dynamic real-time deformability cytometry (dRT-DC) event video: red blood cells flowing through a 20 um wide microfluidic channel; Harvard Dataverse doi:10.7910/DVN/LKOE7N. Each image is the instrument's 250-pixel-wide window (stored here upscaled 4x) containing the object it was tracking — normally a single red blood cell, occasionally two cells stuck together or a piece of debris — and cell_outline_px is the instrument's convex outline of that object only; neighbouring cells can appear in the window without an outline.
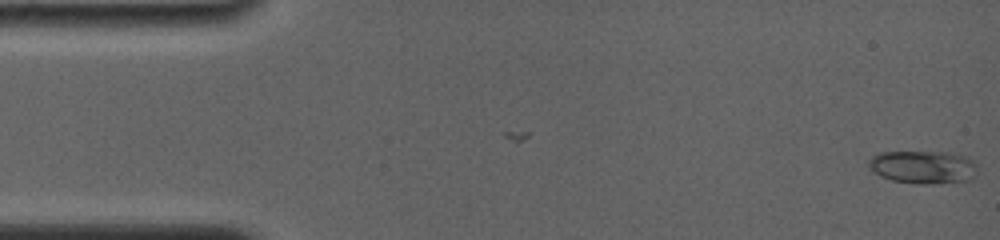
{"species": "common noctule bat (a hibernating species)", "species_latin": "Nyctalus noctula", "temperature_condition": "room temperature", "stored_images_in_passage": 2, "camera_frame_rate_fps": 4000, "um_per_image_px": 0.085, "animal": {"sex": "female", "body_mass_g": 19.0, "forearm_length_mm": 56.7}, "frame": {"image": 1, "passage_image": 2, "time_ms": 1.0, "image_size_px": [1000, 240], "cell_outline_px": [[976, 176], [968, 180], [932, 184], [916, 184], [892, 180], [880, 176], [868, 168], [868, 160], [872, 156], [880, 152], [948, 152], [964, 156], [972, 160], [976, 164]], "centroid_in_image_um": [78.44, 14.2], "position_along_channel_um": 6.6, "area_um2": 21.04}}